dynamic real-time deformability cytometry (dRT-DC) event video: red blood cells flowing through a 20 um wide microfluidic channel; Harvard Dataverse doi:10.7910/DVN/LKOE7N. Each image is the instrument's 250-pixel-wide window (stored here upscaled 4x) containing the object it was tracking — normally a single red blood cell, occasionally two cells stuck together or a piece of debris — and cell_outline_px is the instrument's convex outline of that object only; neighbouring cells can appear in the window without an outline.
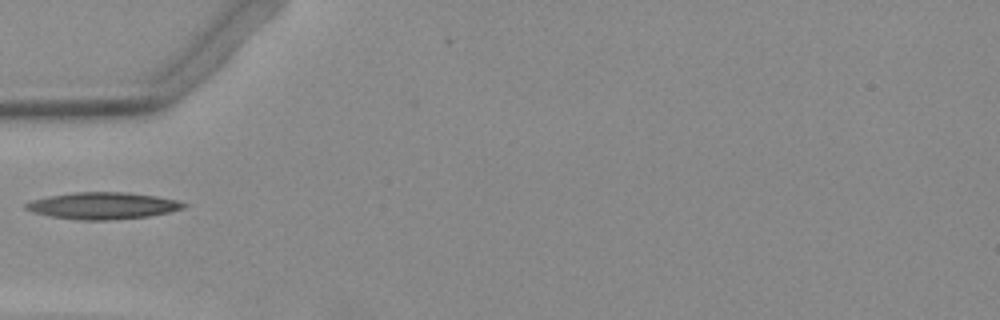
{"species": "Egyptian fruit bat (a non-hibernating species)", "species_latin": "Rousettus aegyptiacus", "temperature_condition": "warm", "stored_images_in_passage": 6, "camera_frame_rate_fps": 3000, "um_per_image_px": 0.085, "animal": {"sex": "female"}, "frame": {"image": 1, "passage_image": 1, "time_ms": 0.0, "image_size_px": [1000, 320], "cell_outline_px": [[188, 204], [184, 208], [168, 212], [148, 216], [108, 220], [76, 220], [52, 216], [32, 212], [24, 208], [24, 204], [32, 200], [48, 196], [72, 192], [124, 192], [156, 196], [176, 200]], "centroid_in_image_um": [8.71, 17.48], "position_along_channel_um": 76.3, "area_um2": 24.57}}